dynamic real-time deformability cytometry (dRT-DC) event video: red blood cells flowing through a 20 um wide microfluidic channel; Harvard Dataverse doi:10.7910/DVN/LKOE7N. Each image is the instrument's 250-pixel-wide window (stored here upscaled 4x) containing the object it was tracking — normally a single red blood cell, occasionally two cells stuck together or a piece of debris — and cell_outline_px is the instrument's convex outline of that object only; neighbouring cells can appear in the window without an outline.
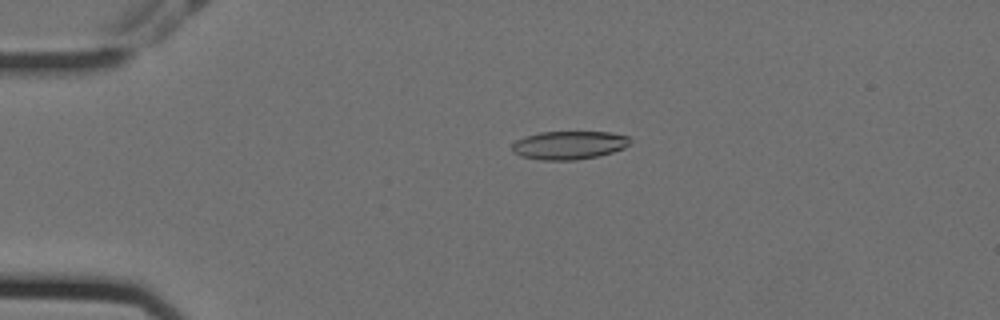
{"species": "Egyptian fruit bat (a non-hibernating species)", "species_latin": "Rousettus aegyptiacus", "temperature_condition": "cold", "stored_images_in_passage": 57, "camera_frame_rate_fps": 3000, "um_per_image_px": 0.085, "animal": {"sex": "female"}, "frame": {"image": 1, "passage_image": 13, "time_ms": 4.0, "image_size_px": [1000, 320], "cell_outline_px": [[632, 140], [624, 148], [612, 152], [596, 156], [576, 160], [540, 160], [520, 156], [512, 152], [512, 144], [516, 140], [524, 136], [540, 132], [612, 132], [628, 136]], "centroid_in_image_um": [48.34, 12.33], "position_along_channel_um": 36.7, "area_um2": 19.59}}
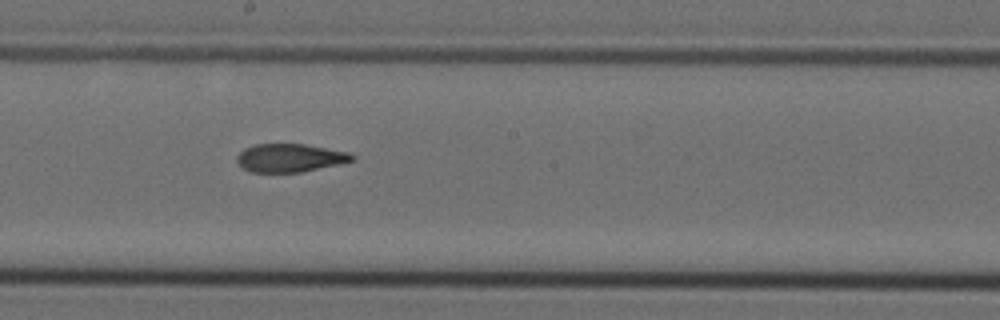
{"frame": {"image": 2, "passage_image": 32, "time_ms": 10.333, "image_size_px": [1000, 320], "cell_outline_px": [[356, 160], [340, 164], [300, 172], [252, 172], [244, 168], [236, 160], [236, 156], [244, 148], [256, 144], [304, 144], [352, 152], [356, 156]], "centroid_in_image_um": [24.71, 13.41], "position_along_channel_um": 223.5, "area_um2": 19.07}}
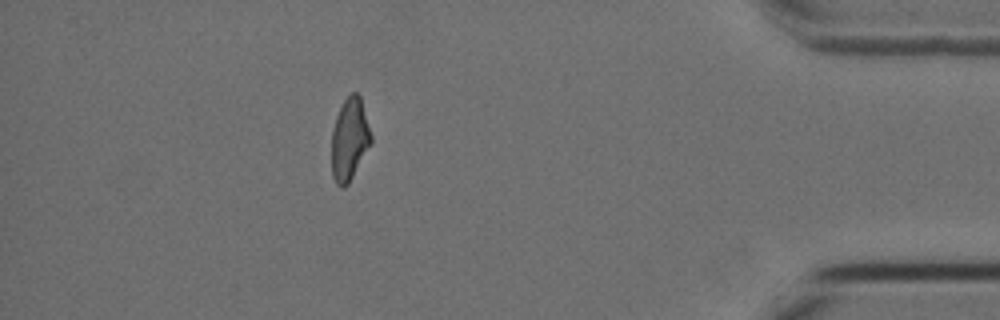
{"frame": {"image": 3, "passage_image": 51, "time_ms": 16.667, "image_size_px": [1000, 320], "cell_outline_px": [[372, 144], [348, 184], [344, 188], [340, 188], [336, 184], [332, 176], [332, 128], [336, 116], [344, 100], [352, 92], [356, 92], [360, 96], [372, 136]], "centroid_in_image_um": [29.71, 11.87], "position_along_channel_um": 405.5, "area_um2": 19.07}, "authors_computed_cell_mechanics": {"area_um2": 19.7676, "velocity_mm_per_s": 3.5653, "shape_relaxation_time_tau1_ms": null, "shape_relaxation_time_tau2_ms": 3.3012, "deformation_change_tau1": null, "deformation_change_tau2": 0.1044}}